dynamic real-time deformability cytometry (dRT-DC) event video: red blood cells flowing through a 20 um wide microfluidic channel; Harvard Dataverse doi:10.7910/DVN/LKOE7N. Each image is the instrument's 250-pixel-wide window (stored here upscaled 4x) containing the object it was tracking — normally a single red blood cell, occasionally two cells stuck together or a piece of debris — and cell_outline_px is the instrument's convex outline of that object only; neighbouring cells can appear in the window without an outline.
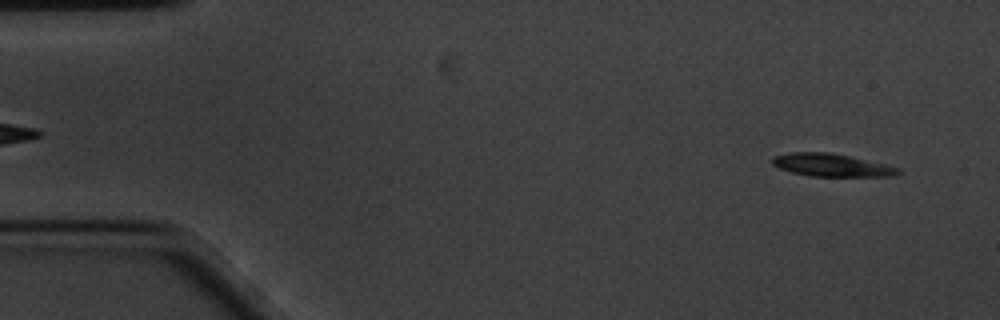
{"species": "common noctule bat (a hibernating species)", "species_latin": "Nyctalus noctula", "temperature_condition": "cold", "stored_images_in_passage": 58, "segment_of_instrument_passage": [1, 2], "camera_frame_rate_fps": 3000, "um_per_image_px": 0.085, "animal": {"sex": "male", "body_mass_g": 20.1, "forearm_length_mm": 53.5}, "frame": {"image": 1, "passage_image": 3, "time_ms": 0.667, "image_size_px": [1000, 320], "cell_outline_px": [[900, 172], [892, 176], [808, 176], [792, 172], [780, 168], [772, 164], [772, 156], [792, 152], [832, 152], [884, 164], [900, 168]], "centroid_in_image_um": [70.65, 14.03], "position_along_channel_um": 14.4, "area_um2": 16.59}}
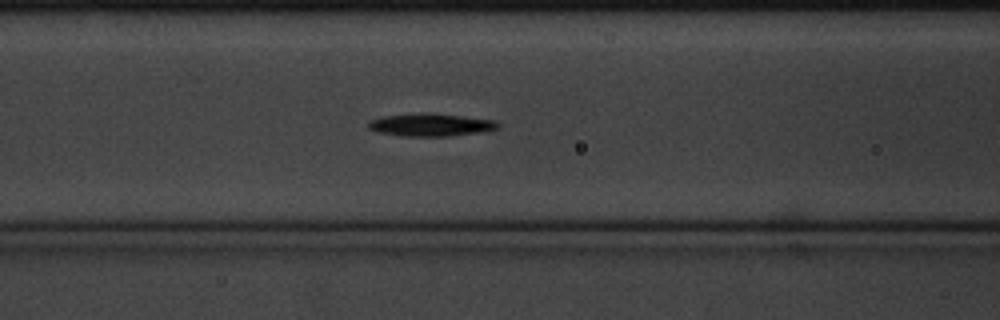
{"frame": {"image": 2, "passage_image": 22, "time_ms": 7.0, "image_size_px": [1000, 320], "cell_outline_px": [[500, 128], [480, 132], [448, 136], [400, 136], [376, 132], [368, 128], [368, 120], [384, 116], [460, 116], [496, 120], [500, 124]], "centroid_in_image_um": [36.63, 10.67], "position_along_channel_um": 130.0, "area_um2": 16.13}}
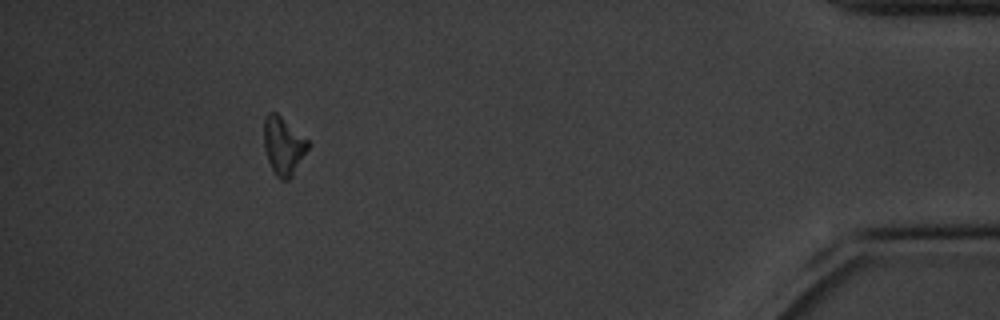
{"frame": {"image": 3, "passage_image": 52, "time_ms": 17.0, "image_size_px": [1000, 320], "cell_outline_px": [[308, 148], [292, 176], [288, 180], [280, 180], [276, 176], [268, 160], [264, 148], [264, 116], [268, 112], [276, 112], [308, 140]], "centroid_in_image_um": [24.06, 12.38], "position_along_channel_um": 411.1, "area_um2": 14.68}}